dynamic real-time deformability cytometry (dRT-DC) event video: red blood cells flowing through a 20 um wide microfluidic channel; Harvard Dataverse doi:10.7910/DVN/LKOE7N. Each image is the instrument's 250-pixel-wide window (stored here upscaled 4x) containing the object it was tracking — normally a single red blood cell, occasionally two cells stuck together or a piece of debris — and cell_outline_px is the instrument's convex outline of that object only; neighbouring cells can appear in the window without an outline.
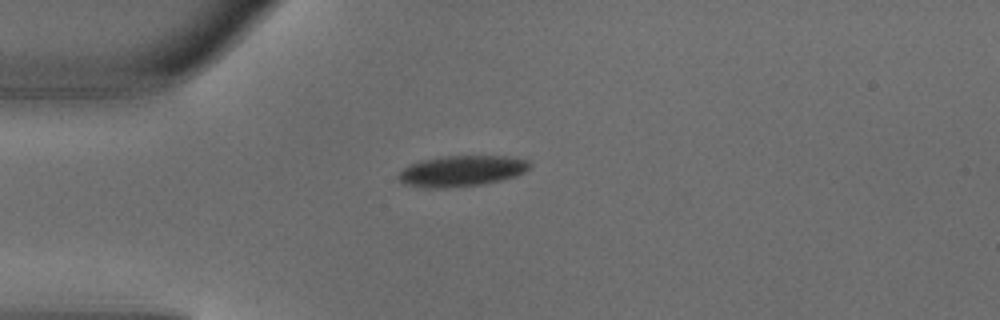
{"species": "common noctule bat (a hibernating species)", "species_latin": "Nyctalus noctula", "temperature_condition": "warm", "stored_images_in_passage": 2, "camera_frame_rate_fps": 3000, "um_per_image_px": 0.085, "animal": {"sex": "male", "body_mass_g": 18.8}, "frame": {"image": 1, "passage_image": 1, "time_ms": 0.0, "image_size_px": [1000, 320], "cell_outline_px": [[532, 168], [516, 176], [484, 184], [444, 188], [420, 188], [404, 184], [396, 176], [404, 168], [420, 160], [440, 156], [508, 156], [528, 160], [532, 164]], "centroid_in_image_um": [39.25, 14.53], "position_along_channel_um": 45.8, "area_um2": 23.87}}